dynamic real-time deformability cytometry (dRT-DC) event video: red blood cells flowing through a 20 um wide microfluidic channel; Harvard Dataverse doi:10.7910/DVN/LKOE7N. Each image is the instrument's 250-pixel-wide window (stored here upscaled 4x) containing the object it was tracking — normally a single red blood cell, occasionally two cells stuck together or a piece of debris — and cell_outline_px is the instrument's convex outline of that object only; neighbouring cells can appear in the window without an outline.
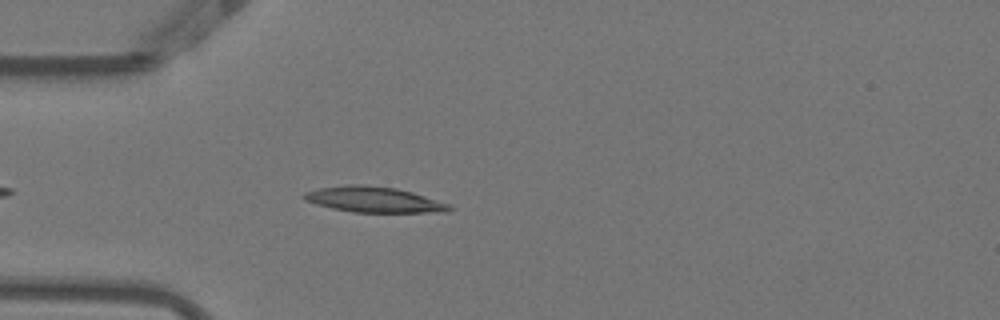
{"species": "Egyptian fruit bat (a non-hibernating species)", "species_latin": "Rousettus aegyptiacus", "temperature_condition": "warm", "stored_images_in_passage": 43, "camera_frame_rate_fps": 3000, "um_per_image_px": 0.085, "animal": {"sex": "female"}, "frame": {"image": 1, "passage_image": 5, "time_ms": 1.333, "image_size_px": [1000, 320], "cell_outline_px": [[456, 208], [444, 212], [352, 212], [332, 208], [316, 204], [304, 200], [300, 196], [304, 192], [320, 188], [348, 184], [364, 184], [396, 188], [412, 192], [448, 204]], "centroid_in_image_um": [31.74, 16.96], "position_along_channel_um": 53.3, "area_um2": 21.68}}
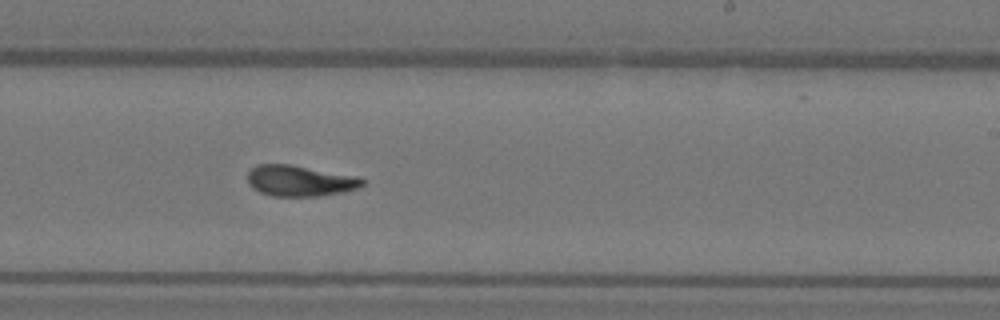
{"frame": {"image": 2, "passage_image": 22, "time_ms": 7.0, "image_size_px": [1000, 320], "cell_outline_px": [[368, 180], [360, 188], [344, 192], [316, 196], [272, 196], [260, 192], [252, 188], [248, 184], [248, 172], [256, 164], [288, 164], [356, 176]], "centroid_in_image_um": [25.5, 15.37], "position_along_channel_um": 263.5, "area_um2": 20.75}}
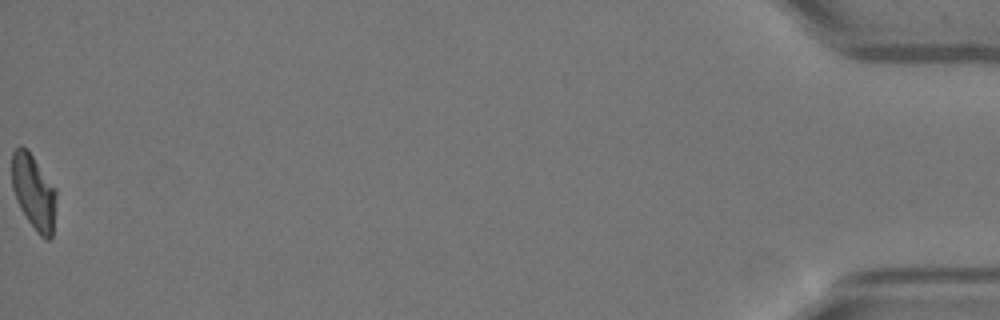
{"frame": {"image": 3, "passage_image": 43, "time_ms": 14.0, "image_size_px": [1000, 320], "cell_outline_px": [[56, 196], [52, 236], [48, 240], [44, 240], [36, 232], [20, 208], [16, 200], [12, 188], [12, 152], [20, 144], [32, 156], [56, 188]], "centroid_in_image_um": [2.86, 16.34], "position_along_channel_um": 432.3, "area_um2": 19.25}, "authors_computed_cell_mechanics": {"area_um2": 20.4612, "velocity_mm_per_s": 3.8549, "shape_relaxation_time_tau1_ms": 8.5097, "shape_relaxation_time_tau2_ms": 2.3611, "deformation_change_tau1": 0.2645, "deformation_change_tau2": 0.097}}